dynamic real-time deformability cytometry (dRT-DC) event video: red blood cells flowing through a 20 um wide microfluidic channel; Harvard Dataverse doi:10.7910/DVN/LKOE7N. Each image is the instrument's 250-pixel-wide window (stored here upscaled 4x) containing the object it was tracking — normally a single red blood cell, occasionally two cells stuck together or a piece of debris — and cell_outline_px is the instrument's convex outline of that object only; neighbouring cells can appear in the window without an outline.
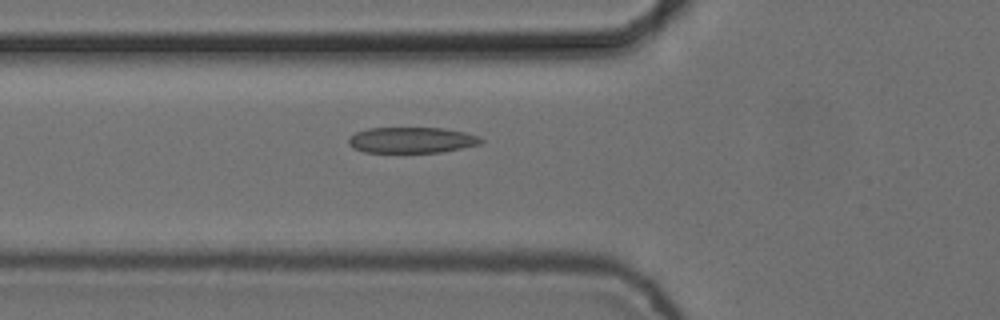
{"species": "common noctule bat (a hibernating species)", "species_latin": "Nyctalus noctula", "temperature_condition": "cold", "stored_images_in_passage": 7, "camera_frame_rate_fps": 3000, "um_per_image_px": 0.085, "animal": {"sex": "female", "body_mass_g": 24.6, "forearm_length_mm": 56.2}, "frame": {"image": 1, "passage_image": 7, "time_ms": 2.0, "image_size_px": [1000, 320], "cell_outline_px": [[484, 140], [480, 144], [440, 152], [364, 152], [352, 148], [348, 144], [348, 136], [356, 132], [368, 128], [444, 128], [464, 132], [476, 136]], "centroid_in_image_um": [34.93, 11.9], "position_along_channel_um": 90.9, "area_um2": 19.88}}